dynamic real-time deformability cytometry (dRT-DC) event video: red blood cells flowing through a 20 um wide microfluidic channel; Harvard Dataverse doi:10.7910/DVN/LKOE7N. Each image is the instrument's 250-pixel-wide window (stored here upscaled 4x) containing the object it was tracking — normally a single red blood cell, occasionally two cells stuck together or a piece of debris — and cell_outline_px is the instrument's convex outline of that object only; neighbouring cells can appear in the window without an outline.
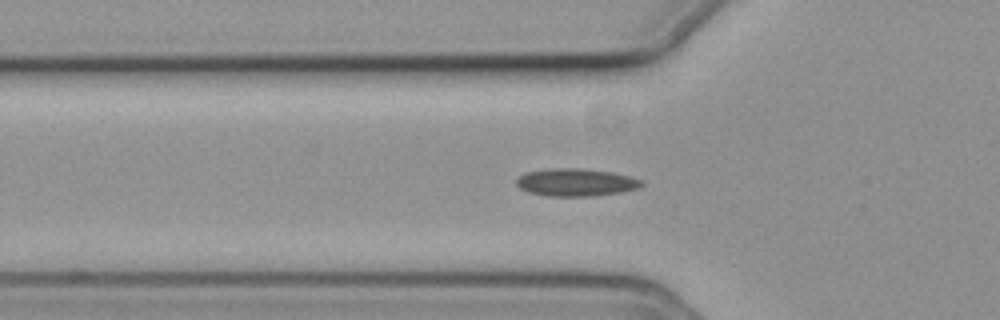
{"species": "common noctule bat (a hibernating species)", "species_latin": "Nyctalus noctula", "temperature_condition": "cold", "stored_images_in_passage": 49, "camera_frame_rate_fps": 3000, "um_per_image_px": 0.085, "animal": {"sex": "female", "body_mass_g": 19.3, "forearm_length_mm": 54.1}, "frame": {"image": 1, "passage_image": 11, "time_ms": 3.333, "image_size_px": [1000, 320], "cell_outline_px": [[644, 184], [640, 188], [620, 192], [592, 196], [548, 196], [528, 192], [520, 188], [516, 184], [516, 180], [524, 172], [548, 168], [580, 168], [612, 172], [644, 180]], "centroid_in_image_um": [48.95, 15.49], "position_along_channel_um": 76.8, "area_um2": 20.29}}
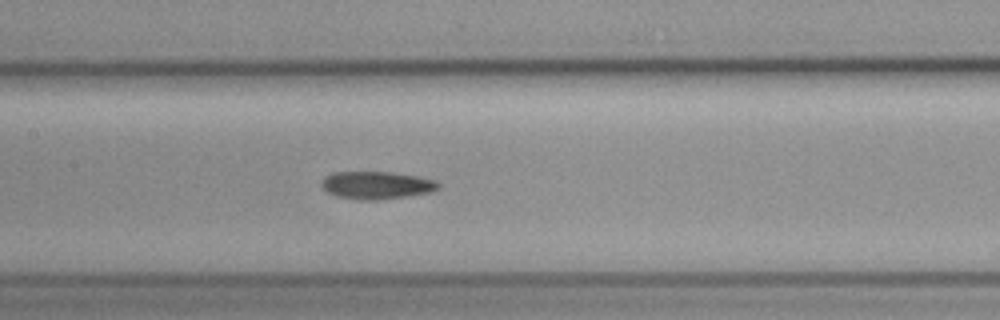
{"frame": {"image": 2, "passage_image": 19, "time_ms": 6.0, "image_size_px": [1000, 320], "cell_outline_px": [[440, 188], [432, 192], [408, 196], [380, 200], [356, 200], [336, 196], [328, 192], [320, 184], [324, 176], [332, 172], [392, 172], [416, 176], [436, 180], [440, 184]], "centroid_in_image_um": [32.01, 15.75], "position_along_channel_um": 175.4, "area_um2": 19.07}}
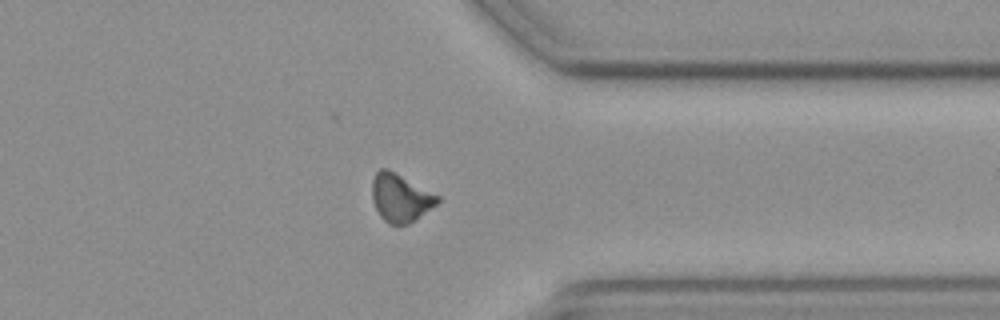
{"frame": {"image": 3, "passage_image": 36, "time_ms": 11.667, "image_size_px": [1000, 320], "cell_outline_px": [[440, 200], [436, 204], [408, 224], [400, 228], [388, 224], [380, 216], [372, 200], [372, 180], [376, 172], [380, 168], [388, 168], [396, 172], [440, 196]], "centroid_in_image_um": [34.01, 16.82], "position_along_channel_um": 377.4, "area_um2": 18.5}, "authors_computed_cell_mechanics": {"area_um2": 18.4382, "velocity_mm_per_s": 3.6826, "shape_relaxation_time_tau1_ms": null, "shape_relaxation_time_tau2_ms": 2.7373, "deformation_change_tau1": null, "deformation_change_tau2": 0.0738}}